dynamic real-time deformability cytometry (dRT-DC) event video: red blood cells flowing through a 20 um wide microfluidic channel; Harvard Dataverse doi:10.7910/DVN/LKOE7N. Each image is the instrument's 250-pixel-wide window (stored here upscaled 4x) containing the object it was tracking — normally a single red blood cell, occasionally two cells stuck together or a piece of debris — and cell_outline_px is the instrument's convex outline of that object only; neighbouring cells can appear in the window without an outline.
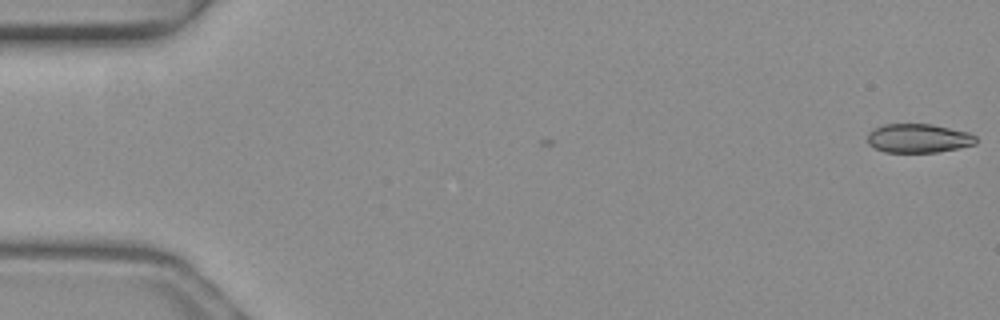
{"species": "common noctule bat (a hibernating species)", "species_latin": "Nyctalus noctula", "temperature_condition": "warm", "stored_images_in_passage": 50, "camera_frame_rate_fps": 3000, "um_per_image_px": 0.085, "animal": {"sex": "female", "body_mass_g": 19.3, "forearm_length_mm": 54.1}, "frame": {"image": 1, "passage_image": 1, "time_ms": 0.0, "image_size_px": [1000, 320], "cell_outline_px": [[976, 144], [936, 152], [884, 152], [868, 144], [868, 132], [872, 128], [884, 124], [932, 124], [968, 132], [976, 136]], "centroid_in_image_um": [78.04, 11.74], "position_along_channel_um": 7.0, "area_um2": 18.26}}
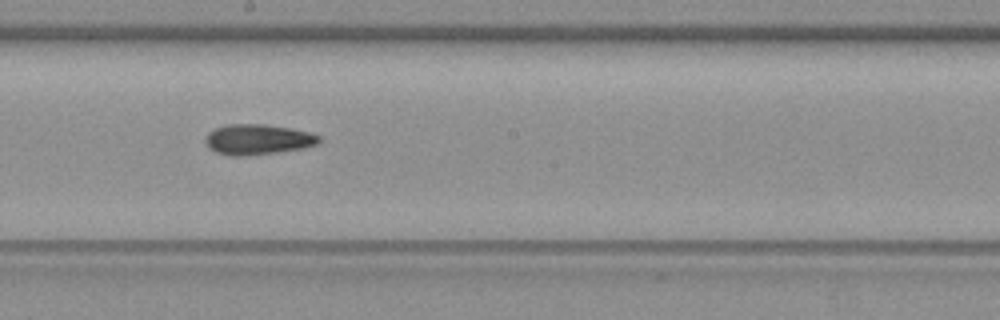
{"frame": {"image": 2, "passage_image": 28, "time_ms": 9.0, "image_size_px": [1000, 320], "cell_outline_px": [[320, 140], [316, 144], [300, 148], [276, 152], [240, 156], [232, 156], [216, 152], [208, 148], [204, 140], [208, 132], [216, 128], [228, 124], [264, 124], [288, 128], [308, 132], [320, 136]], "centroid_in_image_um": [21.84, 11.85], "position_along_channel_um": 226.4, "area_um2": 19.83}}
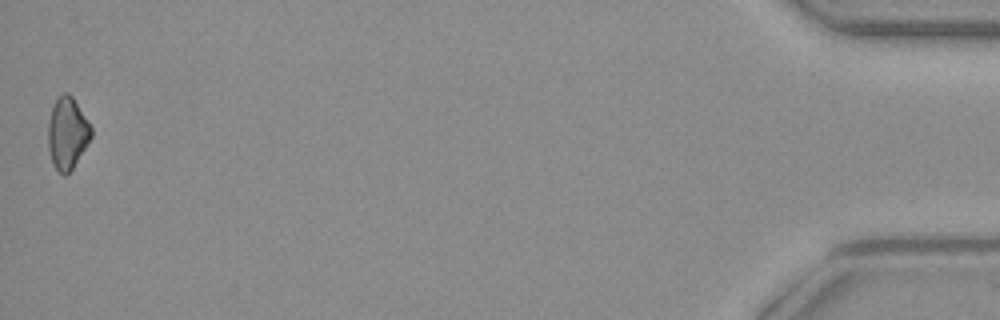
{"frame": {"image": 3, "passage_image": 50, "time_ms": 16.333, "image_size_px": [1000, 320], "cell_outline_px": [[92, 136], [72, 168], [64, 176], [52, 164], [48, 148], [48, 124], [52, 108], [56, 96], [64, 92], [68, 92], [72, 96], [92, 128]], "centroid_in_image_um": [5.7, 11.29], "position_along_channel_um": 429.5, "area_um2": 17.86}, "authors_computed_cell_mechanics": {"area_um2": 19.074, "velocity_mm_per_s": 4.1382, "shape_relaxation_time_tau1_ms": 5.8223, "shape_relaxation_time_tau2_ms": 3.0205, "deformation_change_tau1": 0.1419, "deformation_change_tau2": 0.097}}